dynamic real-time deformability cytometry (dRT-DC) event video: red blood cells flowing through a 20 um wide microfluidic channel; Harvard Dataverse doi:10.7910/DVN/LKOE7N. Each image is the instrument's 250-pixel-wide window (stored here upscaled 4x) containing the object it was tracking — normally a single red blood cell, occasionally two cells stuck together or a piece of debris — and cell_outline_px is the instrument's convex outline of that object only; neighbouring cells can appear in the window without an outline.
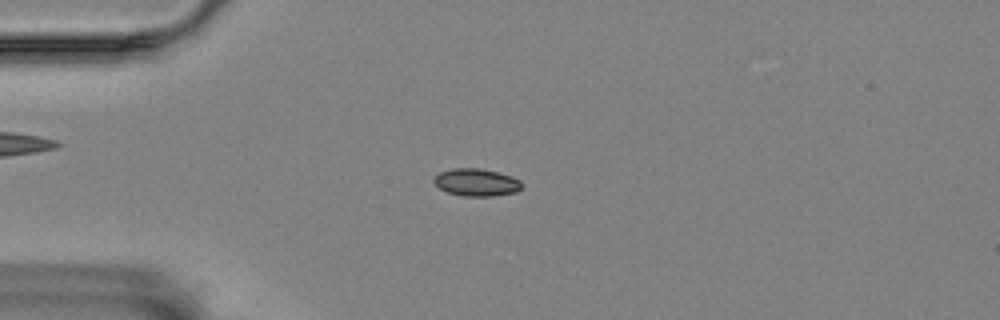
{"species": "Egyptian fruit bat (a non-hibernating species)", "species_latin": "Rousettus aegyptiacus", "temperature_condition": "room temperature", "stored_images_in_passage": 54, "camera_frame_rate_fps": 3000, "um_per_image_px": 0.085, "animal": {"sex": "female"}, "frame": {"image": 1, "passage_image": 12, "time_ms": 3.667, "image_size_px": [1000, 320], "cell_outline_px": [[524, 184], [516, 192], [492, 196], [464, 196], [448, 192], [440, 188], [432, 180], [440, 172], [452, 168], [480, 168], [512, 176], [520, 180]], "centroid_in_image_um": [40.51, 15.5], "position_along_channel_um": 44.5, "area_um2": 13.99}}
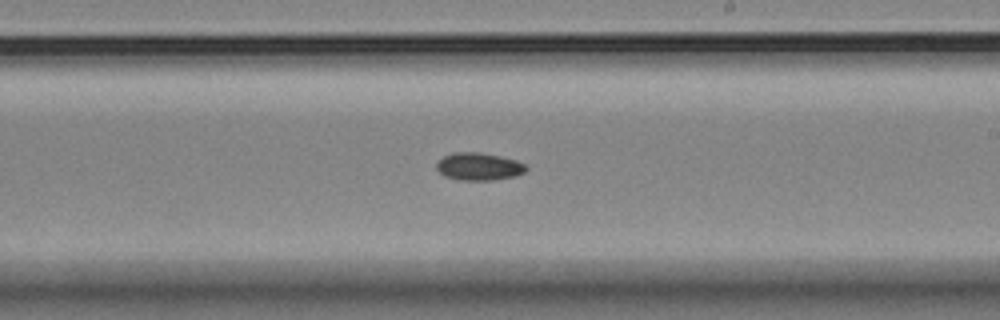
{"frame": {"image": 2, "passage_image": 31, "time_ms": 10.0, "image_size_px": [1000, 320], "cell_outline_px": [[528, 168], [524, 172], [516, 176], [492, 180], [460, 180], [444, 176], [436, 168], [436, 164], [444, 156], [452, 152], [480, 152], [500, 156], [516, 160], [524, 164]], "centroid_in_image_um": [40.7, 14.15], "position_along_channel_um": 248.3, "area_um2": 14.39}}
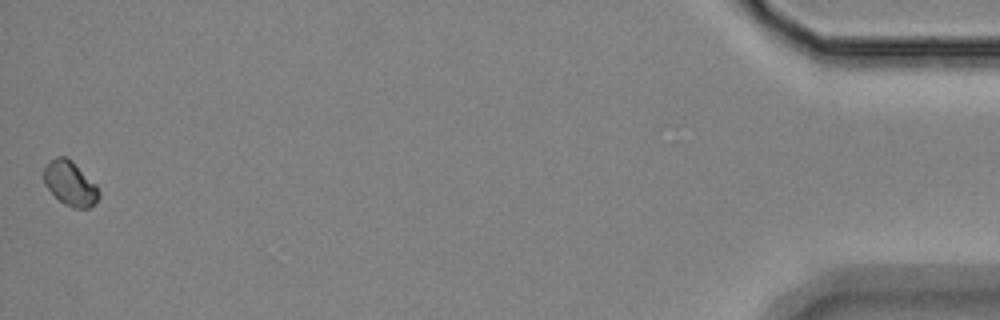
{"frame": {"image": 3, "passage_image": 54, "time_ms": 17.667, "image_size_px": [1000, 320], "cell_outline_px": [[100, 196], [96, 204], [88, 208], [72, 208], [64, 204], [44, 184], [44, 168], [56, 156], [64, 156], [72, 160], [96, 184], [100, 192]], "centroid_in_image_um": [6.0, 15.6], "position_along_channel_um": 429.2, "area_um2": 14.22}}